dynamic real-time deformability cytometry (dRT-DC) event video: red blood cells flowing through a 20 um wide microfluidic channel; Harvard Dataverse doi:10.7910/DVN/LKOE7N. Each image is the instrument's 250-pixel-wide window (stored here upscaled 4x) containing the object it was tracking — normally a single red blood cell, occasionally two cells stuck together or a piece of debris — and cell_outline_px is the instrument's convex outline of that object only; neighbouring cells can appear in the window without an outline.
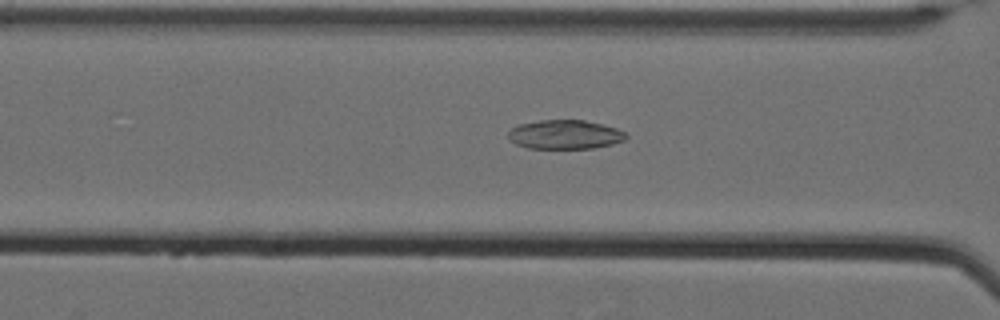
{"species": "Egyptian fruit bat (a non-hibernating species)", "species_latin": "Rousettus aegyptiacus", "temperature_condition": "cold", "stored_images_in_passage": 50, "camera_frame_rate_fps": 3000, "um_per_image_px": 0.085, "animal": {"sex": "female"}, "frame": {"image": 1, "passage_image": 24, "time_ms": 7.667, "image_size_px": [1000, 320], "cell_outline_px": [[628, 136], [624, 140], [612, 144], [592, 148], [528, 148], [516, 144], [508, 136], [508, 132], [512, 128], [520, 124], [540, 120], [584, 120], [604, 124], [616, 128], [624, 132]], "centroid_in_image_um": [48.04, 11.43], "position_along_channel_um": 118.6, "area_um2": 19.83}}
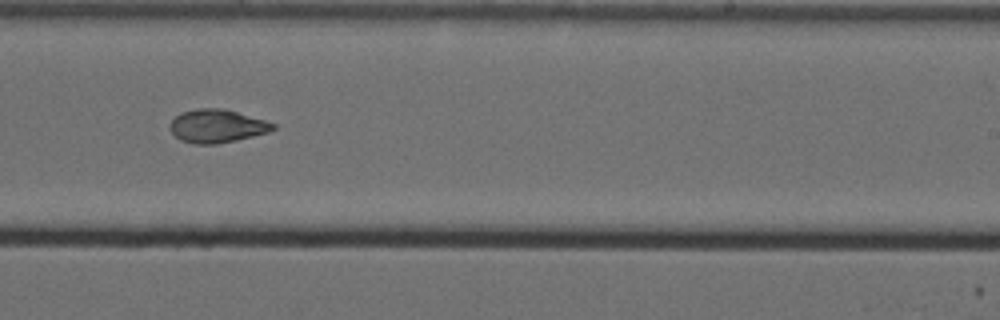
{"frame": {"image": 2, "passage_image": 37, "time_ms": 12.0, "image_size_px": [1000, 320], "cell_outline_px": [[276, 128], [268, 132], [236, 140], [216, 144], [192, 144], [180, 140], [168, 128], [168, 124], [180, 112], [196, 108], [224, 108], [264, 120], [276, 124]], "centroid_in_image_um": [18.4, 10.71], "position_along_channel_um": 270.6, "area_um2": 20.06}}
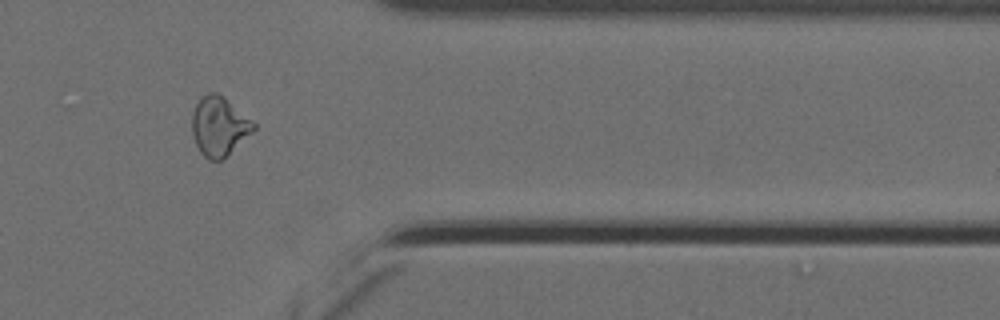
{"frame": {"image": 3, "passage_image": 48, "time_ms": 15.667, "image_size_px": [1000, 320], "cell_outline_px": [[256, 128], [252, 132], [220, 160], [208, 160], [200, 152], [192, 136], [192, 112], [200, 96], [208, 92], [216, 92], [224, 96], [252, 120], [256, 124]], "centroid_in_image_um": [18.6, 10.69], "position_along_channel_um": 392.8, "area_um2": 21.15}, "authors_computed_cell_mechanics": {"area_um2": 20.8658, "velocity_mm_per_s": 3.4921, "shape_relaxation_time_tau1_ms": null, "shape_relaxation_time_tau2_ms": 3.2563, "deformation_change_tau1": null, "deformation_change_tau2": 0.0825}}